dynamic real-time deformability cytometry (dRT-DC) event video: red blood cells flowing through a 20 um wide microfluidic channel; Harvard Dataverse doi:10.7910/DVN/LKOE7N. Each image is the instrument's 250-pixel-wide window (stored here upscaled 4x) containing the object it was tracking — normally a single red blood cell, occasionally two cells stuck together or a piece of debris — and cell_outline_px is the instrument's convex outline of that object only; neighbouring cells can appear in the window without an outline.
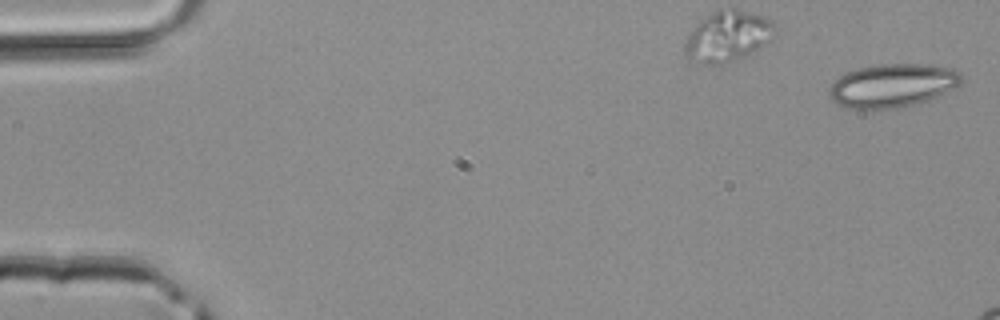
{"species": "common noctule bat (a hibernating species)", "species_latin": "Nyctalus noctula", "temperature_condition": "room temperature", "stored_images_in_passage": 4, "camera_frame_rate_fps": 3000, "um_per_image_px": 0.085, "animal": {"sex": "male", "body_mass_g": 20.4}, "frame": {"image": 1, "passage_image": 1, "time_ms": 0.0, "image_size_px": [1000, 320], "cell_outline_px": [[964, 76], [960, 84], [920, 104], [900, 108], [872, 112], [864, 112], [848, 108], [836, 104], [832, 100], [828, 92], [828, 88], [840, 76], [848, 72], [860, 68], [880, 64], [932, 64], [956, 68]], "centroid_in_image_um": [75.86, 7.31], "position_along_channel_um": 9.1, "area_um2": 34.51}}